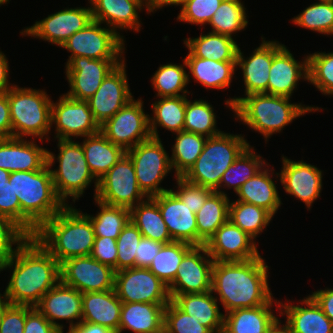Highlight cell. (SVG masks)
<instances>
[{"instance_id":"obj_12","label":"cell","mask_w":333,"mask_h":333,"mask_svg":"<svg viewBox=\"0 0 333 333\" xmlns=\"http://www.w3.org/2000/svg\"><path fill=\"white\" fill-rule=\"evenodd\" d=\"M149 116L144 112L141 98H133L101 125L100 131L110 142L127 151L151 138Z\"/></svg>"},{"instance_id":"obj_40","label":"cell","mask_w":333,"mask_h":333,"mask_svg":"<svg viewBox=\"0 0 333 333\" xmlns=\"http://www.w3.org/2000/svg\"><path fill=\"white\" fill-rule=\"evenodd\" d=\"M266 164V161L249 145L223 173L220 185L214 191L227 195L222 189L231 188L237 193L240 187Z\"/></svg>"},{"instance_id":"obj_15","label":"cell","mask_w":333,"mask_h":333,"mask_svg":"<svg viewBox=\"0 0 333 333\" xmlns=\"http://www.w3.org/2000/svg\"><path fill=\"white\" fill-rule=\"evenodd\" d=\"M125 59H91L74 57L66 65L65 75L69 91L65 95L88 101L101 86L106 76Z\"/></svg>"},{"instance_id":"obj_24","label":"cell","mask_w":333,"mask_h":333,"mask_svg":"<svg viewBox=\"0 0 333 333\" xmlns=\"http://www.w3.org/2000/svg\"><path fill=\"white\" fill-rule=\"evenodd\" d=\"M151 198L158 204L172 240L198 246L195 213L172 190Z\"/></svg>"},{"instance_id":"obj_10","label":"cell","mask_w":333,"mask_h":333,"mask_svg":"<svg viewBox=\"0 0 333 333\" xmlns=\"http://www.w3.org/2000/svg\"><path fill=\"white\" fill-rule=\"evenodd\" d=\"M91 21L84 29L70 36L61 47L71 52L66 64L74 57L91 59H125L124 37L113 29Z\"/></svg>"},{"instance_id":"obj_3","label":"cell","mask_w":333,"mask_h":333,"mask_svg":"<svg viewBox=\"0 0 333 333\" xmlns=\"http://www.w3.org/2000/svg\"><path fill=\"white\" fill-rule=\"evenodd\" d=\"M290 97L254 93L225 100L234 112L235 119L259 132L267 142L273 134L280 133L285 126L306 113L320 111V107L305 106L289 102Z\"/></svg>"},{"instance_id":"obj_13","label":"cell","mask_w":333,"mask_h":333,"mask_svg":"<svg viewBox=\"0 0 333 333\" xmlns=\"http://www.w3.org/2000/svg\"><path fill=\"white\" fill-rule=\"evenodd\" d=\"M114 289L122 303L168 304V286L148 268H127L115 272Z\"/></svg>"},{"instance_id":"obj_48","label":"cell","mask_w":333,"mask_h":333,"mask_svg":"<svg viewBox=\"0 0 333 333\" xmlns=\"http://www.w3.org/2000/svg\"><path fill=\"white\" fill-rule=\"evenodd\" d=\"M295 25L324 35H333V2H316L291 20Z\"/></svg>"},{"instance_id":"obj_65","label":"cell","mask_w":333,"mask_h":333,"mask_svg":"<svg viewBox=\"0 0 333 333\" xmlns=\"http://www.w3.org/2000/svg\"><path fill=\"white\" fill-rule=\"evenodd\" d=\"M188 0H152L154 11L162 9L164 6H182Z\"/></svg>"},{"instance_id":"obj_59","label":"cell","mask_w":333,"mask_h":333,"mask_svg":"<svg viewBox=\"0 0 333 333\" xmlns=\"http://www.w3.org/2000/svg\"><path fill=\"white\" fill-rule=\"evenodd\" d=\"M163 245L164 243L159 241L142 237L138 244L137 253L135 254V267L149 268L153 258L161 250Z\"/></svg>"},{"instance_id":"obj_36","label":"cell","mask_w":333,"mask_h":333,"mask_svg":"<svg viewBox=\"0 0 333 333\" xmlns=\"http://www.w3.org/2000/svg\"><path fill=\"white\" fill-rule=\"evenodd\" d=\"M184 44L195 57L214 61H236L239 49L234 38L211 31L197 38H186Z\"/></svg>"},{"instance_id":"obj_52","label":"cell","mask_w":333,"mask_h":333,"mask_svg":"<svg viewBox=\"0 0 333 333\" xmlns=\"http://www.w3.org/2000/svg\"><path fill=\"white\" fill-rule=\"evenodd\" d=\"M222 1L188 0L180 6L181 10L177 16V20L198 26L208 24Z\"/></svg>"},{"instance_id":"obj_17","label":"cell","mask_w":333,"mask_h":333,"mask_svg":"<svg viewBox=\"0 0 333 333\" xmlns=\"http://www.w3.org/2000/svg\"><path fill=\"white\" fill-rule=\"evenodd\" d=\"M213 263L205 245L193 246L184 255L174 281L168 286L171 300L176 295L211 291Z\"/></svg>"},{"instance_id":"obj_51","label":"cell","mask_w":333,"mask_h":333,"mask_svg":"<svg viewBox=\"0 0 333 333\" xmlns=\"http://www.w3.org/2000/svg\"><path fill=\"white\" fill-rule=\"evenodd\" d=\"M142 237V233L130 220L116 239L117 271L135 267V254Z\"/></svg>"},{"instance_id":"obj_54","label":"cell","mask_w":333,"mask_h":333,"mask_svg":"<svg viewBox=\"0 0 333 333\" xmlns=\"http://www.w3.org/2000/svg\"><path fill=\"white\" fill-rule=\"evenodd\" d=\"M178 189H171L191 211L195 214L205 204L206 199L214 192V190L188 182L182 177H176Z\"/></svg>"},{"instance_id":"obj_68","label":"cell","mask_w":333,"mask_h":333,"mask_svg":"<svg viewBox=\"0 0 333 333\" xmlns=\"http://www.w3.org/2000/svg\"><path fill=\"white\" fill-rule=\"evenodd\" d=\"M10 172L0 168V185L9 180Z\"/></svg>"},{"instance_id":"obj_50","label":"cell","mask_w":333,"mask_h":333,"mask_svg":"<svg viewBox=\"0 0 333 333\" xmlns=\"http://www.w3.org/2000/svg\"><path fill=\"white\" fill-rule=\"evenodd\" d=\"M164 331L166 333H213L200 324L198 319L183 312L172 300L164 310Z\"/></svg>"},{"instance_id":"obj_6","label":"cell","mask_w":333,"mask_h":333,"mask_svg":"<svg viewBox=\"0 0 333 333\" xmlns=\"http://www.w3.org/2000/svg\"><path fill=\"white\" fill-rule=\"evenodd\" d=\"M59 154L47 151V165L50 167L53 184L58 197L67 206L68 198H72L75 203L79 200L84 190L88 188L92 181L95 185L94 198L98 189V181L89 170L84 150L79 142L72 139H58ZM56 158V159H55ZM59 163L57 169H51L55 163Z\"/></svg>"},{"instance_id":"obj_67","label":"cell","mask_w":333,"mask_h":333,"mask_svg":"<svg viewBox=\"0 0 333 333\" xmlns=\"http://www.w3.org/2000/svg\"><path fill=\"white\" fill-rule=\"evenodd\" d=\"M9 305L10 302L5 295V291L3 292V294L0 293V323L2 316Z\"/></svg>"},{"instance_id":"obj_11","label":"cell","mask_w":333,"mask_h":333,"mask_svg":"<svg viewBox=\"0 0 333 333\" xmlns=\"http://www.w3.org/2000/svg\"><path fill=\"white\" fill-rule=\"evenodd\" d=\"M147 198L138 185L133 162L127 153L98 181L95 196L104 204L129 209Z\"/></svg>"},{"instance_id":"obj_39","label":"cell","mask_w":333,"mask_h":333,"mask_svg":"<svg viewBox=\"0 0 333 333\" xmlns=\"http://www.w3.org/2000/svg\"><path fill=\"white\" fill-rule=\"evenodd\" d=\"M130 220L142 236L161 243L173 242L158 204L148 197L130 209Z\"/></svg>"},{"instance_id":"obj_33","label":"cell","mask_w":333,"mask_h":333,"mask_svg":"<svg viewBox=\"0 0 333 333\" xmlns=\"http://www.w3.org/2000/svg\"><path fill=\"white\" fill-rule=\"evenodd\" d=\"M190 75L194 81L201 83L206 89H225L230 86L233 75L237 71L236 61H214L195 57L190 51L184 58Z\"/></svg>"},{"instance_id":"obj_53","label":"cell","mask_w":333,"mask_h":333,"mask_svg":"<svg viewBox=\"0 0 333 333\" xmlns=\"http://www.w3.org/2000/svg\"><path fill=\"white\" fill-rule=\"evenodd\" d=\"M28 237L11 219L0 215V264L7 261ZM13 245H17L16 248Z\"/></svg>"},{"instance_id":"obj_57","label":"cell","mask_w":333,"mask_h":333,"mask_svg":"<svg viewBox=\"0 0 333 333\" xmlns=\"http://www.w3.org/2000/svg\"><path fill=\"white\" fill-rule=\"evenodd\" d=\"M25 322L26 305L10 304L2 316L0 333H23Z\"/></svg>"},{"instance_id":"obj_60","label":"cell","mask_w":333,"mask_h":333,"mask_svg":"<svg viewBox=\"0 0 333 333\" xmlns=\"http://www.w3.org/2000/svg\"><path fill=\"white\" fill-rule=\"evenodd\" d=\"M12 137L8 91L0 94V139Z\"/></svg>"},{"instance_id":"obj_9","label":"cell","mask_w":333,"mask_h":333,"mask_svg":"<svg viewBox=\"0 0 333 333\" xmlns=\"http://www.w3.org/2000/svg\"><path fill=\"white\" fill-rule=\"evenodd\" d=\"M126 153L133 162L138 185L147 197L171 190L160 187V183L172 170L170 157L161 139L151 137Z\"/></svg>"},{"instance_id":"obj_5","label":"cell","mask_w":333,"mask_h":333,"mask_svg":"<svg viewBox=\"0 0 333 333\" xmlns=\"http://www.w3.org/2000/svg\"><path fill=\"white\" fill-rule=\"evenodd\" d=\"M33 237L61 263L71 257L90 256L95 233L90 218L70 204L44 222Z\"/></svg>"},{"instance_id":"obj_58","label":"cell","mask_w":333,"mask_h":333,"mask_svg":"<svg viewBox=\"0 0 333 333\" xmlns=\"http://www.w3.org/2000/svg\"><path fill=\"white\" fill-rule=\"evenodd\" d=\"M36 307L26 305V322L23 333H59Z\"/></svg>"},{"instance_id":"obj_35","label":"cell","mask_w":333,"mask_h":333,"mask_svg":"<svg viewBox=\"0 0 333 333\" xmlns=\"http://www.w3.org/2000/svg\"><path fill=\"white\" fill-rule=\"evenodd\" d=\"M81 143L89 170L99 181L126 153V151L110 142L102 132L83 137Z\"/></svg>"},{"instance_id":"obj_41","label":"cell","mask_w":333,"mask_h":333,"mask_svg":"<svg viewBox=\"0 0 333 333\" xmlns=\"http://www.w3.org/2000/svg\"><path fill=\"white\" fill-rule=\"evenodd\" d=\"M175 138L170 163L175 177H182L202 153L206 136L182 130Z\"/></svg>"},{"instance_id":"obj_27","label":"cell","mask_w":333,"mask_h":333,"mask_svg":"<svg viewBox=\"0 0 333 333\" xmlns=\"http://www.w3.org/2000/svg\"><path fill=\"white\" fill-rule=\"evenodd\" d=\"M288 301H280V316L286 315L291 333H333L332 321L310 295L299 300L301 306Z\"/></svg>"},{"instance_id":"obj_61","label":"cell","mask_w":333,"mask_h":333,"mask_svg":"<svg viewBox=\"0 0 333 333\" xmlns=\"http://www.w3.org/2000/svg\"><path fill=\"white\" fill-rule=\"evenodd\" d=\"M310 296L315 300V302L320 306L324 314L333 323V288L317 290L315 292H312Z\"/></svg>"},{"instance_id":"obj_22","label":"cell","mask_w":333,"mask_h":333,"mask_svg":"<svg viewBox=\"0 0 333 333\" xmlns=\"http://www.w3.org/2000/svg\"><path fill=\"white\" fill-rule=\"evenodd\" d=\"M35 307L60 331H63L65 325L57 321H69L67 323H70L68 329L70 330L82 320V293L59 281L41 298Z\"/></svg>"},{"instance_id":"obj_16","label":"cell","mask_w":333,"mask_h":333,"mask_svg":"<svg viewBox=\"0 0 333 333\" xmlns=\"http://www.w3.org/2000/svg\"><path fill=\"white\" fill-rule=\"evenodd\" d=\"M58 102L52 101L51 123L55 126L57 139L86 137L100 132L88 101L73 99L60 95Z\"/></svg>"},{"instance_id":"obj_43","label":"cell","mask_w":333,"mask_h":333,"mask_svg":"<svg viewBox=\"0 0 333 333\" xmlns=\"http://www.w3.org/2000/svg\"><path fill=\"white\" fill-rule=\"evenodd\" d=\"M186 67L185 59L183 64L179 65L173 63L160 65L151 79L152 86L157 91L156 96L161 98L187 96L188 93L190 94L186 88L189 84Z\"/></svg>"},{"instance_id":"obj_4","label":"cell","mask_w":333,"mask_h":333,"mask_svg":"<svg viewBox=\"0 0 333 333\" xmlns=\"http://www.w3.org/2000/svg\"><path fill=\"white\" fill-rule=\"evenodd\" d=\"M9 182L20 203V228L28 236L66 206L56 193L47 164L41 170L11 172Z\"/></svg>"},{"instance_id":"obj_66","label":"cell","mask_w":333,"mask_h":333,"mask_svg":"<svg viewBox=\"0 0 333 333\" xmlns=\"http://www.w3.org/2000/svg\"><path fill=\"white\" fill-rule=\"evenodd\" d=\"M136 2L142 9H144V6L146 7L147 13L151 14V12H154L153 2L152 0H129Z\"/></svg>"},{"instance_id":"obj_64","label":"cell","mask_w":333,"mask_h":333,"mask_svg":"<svg viewBox=\"0 0 333 333\" xmlns=\"http://www.w3.org/2000/svg\"><path fill=\"white\" fill-rule=\"evenodd\" d=\"M279 317L272 323V325L267 329L266 333H291L287 323L281 324Z\"/></svg>"},{"instance_id":"obj_37","label":"cell","mask_w":333,"mask_h":333,"mask_svg":"<svg viewBox=\"0 0 333 333\" xmlns=\"http://www.w3.org/2000/svg\"><path fill=\"white\" fill-rule=\"evenodd\" d=\"M160 99V100H159ZM152 104L153 116H149V129L152 138L160 139L157 127L173 133L184 128L187 96L161 97Z\"/></svg>"},{"instance_id":"obj_23","label":"cell","mask_w":333,"mask_h":333,"mask_svg":"<svg viewBox=\"0 0 333 333\" xmlns=\"http://www.w3.org/2000/svg\"><path fill=\"white\" fill-rule=\"evenodd\" d=\"M254 49L251 56L245 57L239 47L236 67L241 69L245 87V96L254 93L268 94L269 71L273 57L285 46L278 41H266Z\"/></svg>"},{"instance_id":"obj_44","label":"cell","mask_w":333,"mask_h":333,"mask_svg":"<svg viewBox=\"0 0 333 333\" xmlns=\"http://www.w3.org/2000/svg\"><path fill=\"white\" fill-rule=\"evenodd\" d=\"M211 32L233 38L248 25L246 8L242 0H223L208 23Z\"/></svg>"},{"instance_id":"obj_46","label":"cell","mask_w":333,"mask_h":333,"mask_svg":"<svg viewBox=\"0 0 333 333\" xmlns=\"http://www.w3.org/2000/svg\"><path fill=\"white\" fill-rule=\"evenodd\" d=\"M99 212L96 216L86 215L90 218L95 237H110L117 239L123 228L130 221V209L121 206L104 204L95 199Z\"/></svg>"},{"instance_id":"obj_55","label":"cell","mask_w":333,"mask_h":333,"mask_svg":"<svg viewBox=\"0 0 333 333\" xmlns=\"http://www.w3.org/2000/svg\"><path fill=\"white\" fill-rule=\"evenodd\" d=\"M91 257L111 266L117 272V241L110 237H95Z\"/></svg>"},{"instance_id":"obj_26","label":"cell","mask_w":333,"mask_h":333,"mask_svg":"<svg viewBox=\"0 0 333 333\" xmlns=\"http://www.w3.org/2000/svg\"><path fill=\"white\" fill-rule=\"evenodd\" d=\"M297 61L284 46L272 60L269 71L268 94L291 97L300 79H308L307 55Z\"/></svg>"},{"instance_id":"obj_21","label":"cell","mask_w":333,"mask_h":333,"mask_svg":"<svg viewBox=\"0 0 333 333\" xmlns=\"http://www.w3.org/2000/svg\"><path fill=\"white\" fill-rule=\"evenodd\" d=\"M205 246L214 261H247L260 255L256 240L230 220L217 229Z\"/></svg>"},{"instance_id":"obj_2","label":"cell","mask_w":333,"mask_h":333,"mask_svg":"<svg viewBox=\"0 0 333 333\" xmlns=\"http://www.w3.org/2000/svg\"><path fill=\"white\" fill-rule=\"evenodd\" d=\"M269 268L261 255L247 261H214L211 291L225 313L262 306L273 297Z\"/></svg>"},{"instance_id":"obj_14","label":"cell","mask_w":333,"mask_h":333,"mask_svg":"<svg viewBox=\"0 0 333 333\" xmlns=\"http://www.w3.org/2000/svg\"><path fill=\"white\" fill-rule=\"evenodd\" d=\"M60 281L82 294L114 289L115 271L91 256L71 257L60 263Z\"/></svg>"},{"instance_id":"obj_31","label":"cell","mask_w":333,"mask_h":333,"mask_svg":"<svg viewBox=\"0 0 333 333\" xmlns=\"http://www.w3.org/2000/svg\"><path fill=\"white\" fill-rule=\"evenodd\" d=\"M167 304L131 302L121 307L118 333H160L164 330V310Z\"/></svg>"},{"instance_id":"obj_1","label":"cell","mask_w":333,"mask_h":333,"mask_svg":"<svg viewBox=\"0 0 333 333\" xmlns=\"http://www.w3.org/2000/svg\"><path fill=\"white\" fill-rule=\"evenodd\" d=\"M12 272L5 295L10 304L35 307L60 281V263L33 237L29 236L15 253L0 264V272Z\"/></svg>"},{"instance_id":"obj_29","label":"cell","mask_w":333,"mask_h":333,"mask_svg":"<svg viewBox=\"0 0 333 333\" xmlns=\"http://www.w3.org/2000/svg\"><path fill=\"white\" fill-rule=\"evenodd\" d=\"M122 304L115 289L83 293L81 322L99 324L118 333Z\"/></svg>"},{"instance_id":"obj_28","label":"cell","mask_w":333,"mask_h":333,"mask_svg":"<svg viewBox=\"0 0 333 333\" xmlns=\"http://www.w3.org/2000/svg\"><path fill=\"white\" fill-rule=\"evenodd\" d=\"M92 18L94 21L108 25L120 35L119 30H134L140 32L141 21L138 11L142 8L129 0H90Z\"/></svg>"},{"instance_id":"obj_63","label":"cell","mask_w":333,"mask_h":333,"mask_svg":"<svg viewBox=\"0 0 333 333\" xmlns=\"http://www.w3.org/2000/svg\"><path fill=\"white\" fill-rule=\"evenodd\" d=\"M68 331L70 333H115L108 327L87 322H80L77 326Z\"/></svg>"},{"instance_id":"obj_34","label":"cell","mask_w":333,"mask_h":333,"mask_svg":"<svg viewBox=\"0 0 333 333\" xmlns=\"http://www.w3.org/2000/svg\"><path fill=\"white\" fill-rule=\"evenodd\" d=\"M212 291L176 295L172 301L186 314L199 320L213 333H223L224 314L220 312L218 300Z\"/></svg>"},{"instance_id":"obj_20","label":"cell","mask_w":333,"mask_h":333,"mask_svg":"<svg viewBox=\"0 0 333 333\" xmlns=\"http://www.w3.org/2000/svg\"><path fill=\"white\" fill-rule=\"evenodd\" d=\"M282 157L283 167L279 172L280 182L286 193L303 201L308 210L320 196L322 171L303 160L294 161Z\"/></svg>"},{"instance_id":"obj_62","label":"cell","mask_w":333,"mask_h":333,"mask_svg":"<svg viewBox=\"0 0 333 333\" xmlns=\"http://www.w3.org/2000/svg\"><path fill=\"white\" fill-rule=\"evenodd\" d=\"M9 63L6 55L0 50V94L7 92L14 85L9 83Z\"/></svg>"},{"instance_id":"obj_8","label":"cell","mask_w":333,"mask_h":333,"mask_svg":"<svg viewBox=\"0 0 333 333\" xmlns=\"http://www.w3.org/2000/svg\"><path fill=\"white\" fill-rule=\"evenodd\" d=\"M244 136L224 133L209 137L196 162L182 176L190 183L215 190L223 173L238 156L249 146Z\"/></svg>"},{"instance_id":"obj_69","label":"cell","mask_w":333,"mask_h":333,"mask_svg":"<svg viewBox=\"0 0 333 333\" xmlns=\"http://www.w3.org/2000/svg\"><path fill=\"white\" fill-rule=\"evenodd\" d=\"M10 0H0V6H2L3 4H7V2L9 3Z\"/></svg>"},{"instance_id":"obj_19","label":"cell","mask_w":333,"mask_h":333,"mask_svg":"<svg viewBox=\"0 0 333 333\" xmlns=\"http://www.w3.org/2000/svg\"><path fill=\"white\" fill-rule=\"evenodd\" d=\"M125 68L126 63L123 60L106 76L99 89L88 100L90 110L99 126L134 98L130 92Z\"/></svg>"},{"instance_id":"obj_47","label":"cell","mask_w":333,"mask_h":333,"mask_svg":"<svg viewBox=\"0 0 333 333\" xmlns=\"http://www.w3.org/2000/svg\"><path fill=\"white\" fill-rule=\"evenodd\" d=\"M216 113L212 104L202 99L186 101V110L184 118V131L193 132L203 136L214 137L222 133L216 127Z\"/></svg>"},{"instance_id":"obj_38","label":"cell","mask_w":333,"mask_h":333,"mask_svg":"<svg viewBox=\"0 0 333 333\" xmlns=\"http://www.w3.org/2000/svg\"><path fill=\"white\" fill-rule=\"evenodd\" d=\"M228 195L213 192L196 215L198 246L205 245L217 229L229 220Z\"/></svg>"},{"instance_id":"obj_30","label":"cell","mask_w":333,"mask_h":333,"mask_svg":"<svg viewBox=\"0 0 333 333\" xmlns=\"http://www.w3.org/2000/svg\"><path fill=\"white\" fill-rule=\"evenodd\" d=\"M274 171L271 168L269 170V163H267L240 187L236 193L238 195L236 201L254 204L265 209L274 217L281 204H283L281 203L277 186L272 179L273 174L278 178L279 173H274ZM271 172L272 174H270Z\"/></svg>"},{"instance_id":"obj_49","label":"cell","mask_w":333,"mask_h":333,"mask_svg":"<svg viewBox=\"0 0 333 333\" xmlns=\"http://www.w3.org/2000/svg\"><path fill=\"white\" fill-rule=\"evenodd\" d=\"M308 79L322 94L333 95V52L307 55Z\"/></svg>"},{"instance_id":"obj_42","label":"cell","mask_w":333,"mask_h":333,"mask_svg":"<svg viewBox=\"0 0 333 333\" xmlns=\"http://www.w3.org/2000/svg\"><path fill=\"white\" fill-rule=\"evenodd\" d=\"M272 218L268 211L251 203L235 200L229 204V220L254 240L269 226Z\"/></svg>"},{"instance_id":"obj_56","label":"cell","mask_w":333,"mask_h":333,"mask_svg":"<svg viewBox=\"0 0 333 333\" xmlns=\"http://www.w3.org/2000/svg\"><path fill=\"white\" fill-rule=\"evenodd\" d=\"M0 215L8 217L20 227V203L9 180L0 185Z\"/></svg>"},{"instance_id":"obj_18","label":"cell","mask_w":333,"mask_h":333,"mask_svg":"<svg viewBox=\"0 0 333 333\" xmlns=\"http://www.w3.org/2000/svg\"><path fill=\"white\" fill-rule=\"evenodd\" d=\"M91 21V7L65 8L23 29V36H31L61 45L74 33L84 29Z\"/></svg>"},{"instance_id":"obj_70","label":"cell","mask_w":333,"mask_h":333,"mask_svg":"<svg viewBox=\"0 0 333 333\" xmlns=\"http://www.w3.org/2000/svg\"><path fill=\"white\" fill-rule=\"evenodd\" d=\"M318 2H333V0H318Z\"/></svg>"},{"instance_id":"obj_25","label":"cell","mask_w":333,"mask_h":333,"mask_svg":"<svg viewBox=\"0 0 333 333\" xmlns=\"http://www.w3.org/2000/svg\"><path fill=\"white\" fill-rule=\"evenodd\" d=\"M47 151L38 146L35 139H0V168L10 173L41 170L47 164Z\"/></svg>"},{"instance_id":"obj_45","label":"cell","mask_w":333,"mask_h":333,"mask_svg":"<svg viewBox=\"0 0 333 333\" xmlns=\"http://www.w3.org/2000/svg\"><path fill=\"white\" fill-rule=\"evenodd\" d=\"M192 247L193 245L182 241L164 244L148 269L169 286L176 277L181 260Z\"/></svg>"},{"instance_id":"obj_32","label":"cell","mask_w":333,"mask_h":333,"mask_svg":"<svg viewBox=\"0 0 333 333\" xmlns=\"http://www.w3.org/2000/svg\"><path fill=\"white\" fill-rule=\"evenodd\" d=\"M273 298L262 306L236 309L225 313L223 333H266L278 318L272 310L273 303L277 305L275 308L280 309V301Z\"/></svg>"},{"instance_id":"obj_7","label":"cell","mask_w":333,"mask_h":333,"mask_svg":"<svg viewBox=\"0 0 333 333\" xmlns=\"http://www.w3.org/2000/svg\"><path fill=\"white\" fill-rule=\"evenodd\" d=\"M12 123V137H34L43 143L48 137L52 123V99L45 90L23 88L15 85L8 90ZM44 137V138H43Z\"/></svg>"}]
</instances>
